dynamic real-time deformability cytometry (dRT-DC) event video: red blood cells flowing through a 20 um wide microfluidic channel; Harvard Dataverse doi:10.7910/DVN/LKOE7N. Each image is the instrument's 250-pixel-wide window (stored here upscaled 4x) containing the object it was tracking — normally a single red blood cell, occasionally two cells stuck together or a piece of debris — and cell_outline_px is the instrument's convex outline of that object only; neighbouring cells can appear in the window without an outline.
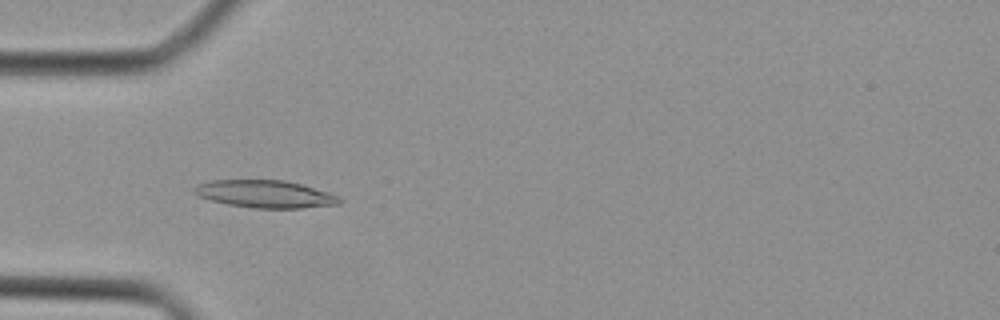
{"species": "Egyptian fruit bat (a non-hibernating species)", "species_latin": "Rousettus aegyptiacus", "temperature_condition": "cold", "stored_images_in_passage": 40, "camera_frame_rate_fps": 3000, "um_per_image_px": 0.085, "animal": {"sex": "female"}, "frame": {"image": 1, "passage_image": 12, "time_ms": 3.667, "image_size_px": [1000, 320], "cell_outline_px": [[344, 200], [340, 204], [300, 208], [252, 208], [228, 204], [212, 200], [200, 196], [192, 192], [192, 188], [196, 184], [212, 180], [284, 180], [300, 184], [328, 192], [340, 196]], "centroid_in_image_um": [22.55, 16.49], "position_along_channel_um": 62.5, "area_um2": 23.29}}
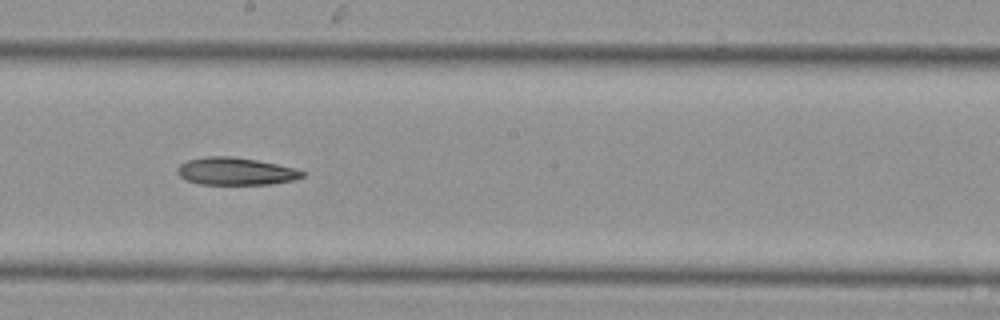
{"frame": {"image": 2, "passage_image": 22, "time_ms": 7.0, "image_size_px": [1000, 320], "cell_outline_px": [[304, 176], [292, 180], [272, 184], [200, 184], [184, 180], [176, 172], [176, 168], [180, 164], [188, 160], [204, 156], [232, 156], [256, 160], [296, 168], [304, 172]], "centroid_in_image_um": [19.98, 14.56], "position_along_channel_um": 228.2, "area_um2": 20.06}}
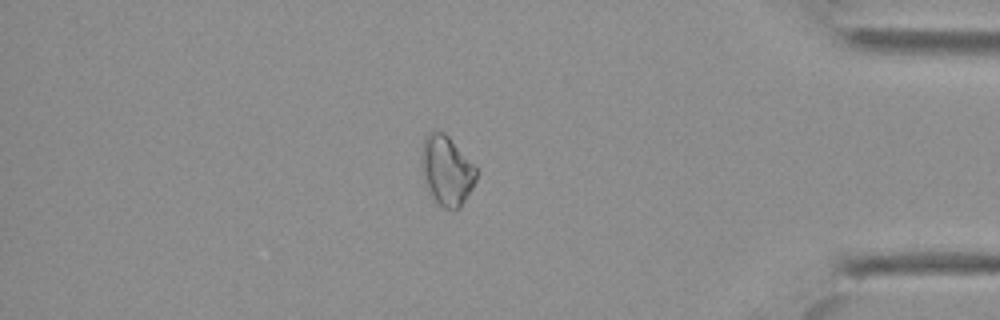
{"frame": {"image": 3, "passage_image": 34, "time_ms": 11.0, "image_size_px": [1000, 320], "cell_outline_px": [[476, 180], [472, 188], [460, 208], [444, 208], [428, 192], [424, 184], [420, 164], [420, 156], [424, 140], [428, 132], [444, 132], [476, 164]], "centroid_in_image_um": [37.96, 14.48], "position_along_channel_um": 397.2, "area_um2": 22.43}}